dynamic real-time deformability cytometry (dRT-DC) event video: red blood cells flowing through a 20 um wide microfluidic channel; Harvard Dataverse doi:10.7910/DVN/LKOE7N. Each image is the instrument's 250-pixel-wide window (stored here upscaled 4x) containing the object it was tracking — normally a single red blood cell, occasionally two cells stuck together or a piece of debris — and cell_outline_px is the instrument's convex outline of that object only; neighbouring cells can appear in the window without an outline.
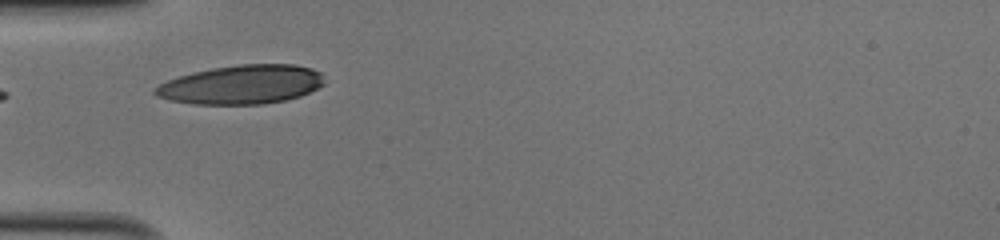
{"species": "human", "species_latin": "Homo sapiens", "temperature_condition": "cold", "stored_images_in_passage": 4, "camera_frame_rate_fps": 3000, "um_per_image_px": 0.085, "donor": {"sex": "male"}, "frame": {"image": 1, "passage_image": 1, "time_ms": 0.0, "image_size_px": [1000, 240], "cell_outline_px": [[324, 84], [300, 96], [284, 100], [264, 104], [196, 104], [172, 100], [156, 96], [152, 92], [160, 84], [168, 80], [192, 72], [212, 68], [240, 64], [296, 64], [312, 68], [320, 72]], "centroid_in_image_um": [20.54, 7.18], "position_along_channel_um": 64.5, "area_um2": 38.21}}
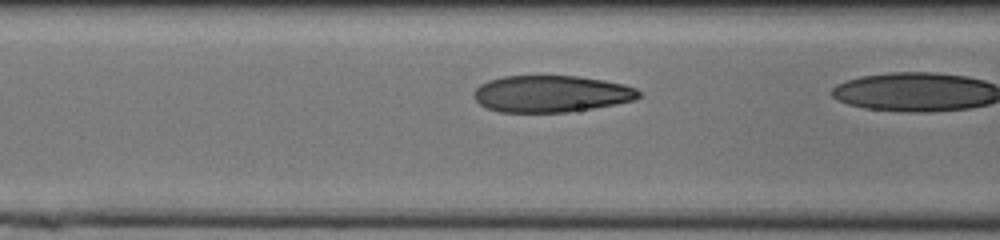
{"frame": {"image": 2, "passage_image": 3, "time_ms": 0.667, "image_size_px": [1000, 240], "cell_outline_px": [[640, 96], [636, 100], [616, 104], [568, 112], [500, 112], [488, 108], [480, 104], [472, 96], [472, 92], [480, 84], [488, 80], [504, 76], [576, 76], [604, 80], [624, 84], [636, 88], [640, 92]], "centroid_in_image_um": [46.84, 7.97], "position_along_channel_um": 119.8, "area_um2": 35.43}}